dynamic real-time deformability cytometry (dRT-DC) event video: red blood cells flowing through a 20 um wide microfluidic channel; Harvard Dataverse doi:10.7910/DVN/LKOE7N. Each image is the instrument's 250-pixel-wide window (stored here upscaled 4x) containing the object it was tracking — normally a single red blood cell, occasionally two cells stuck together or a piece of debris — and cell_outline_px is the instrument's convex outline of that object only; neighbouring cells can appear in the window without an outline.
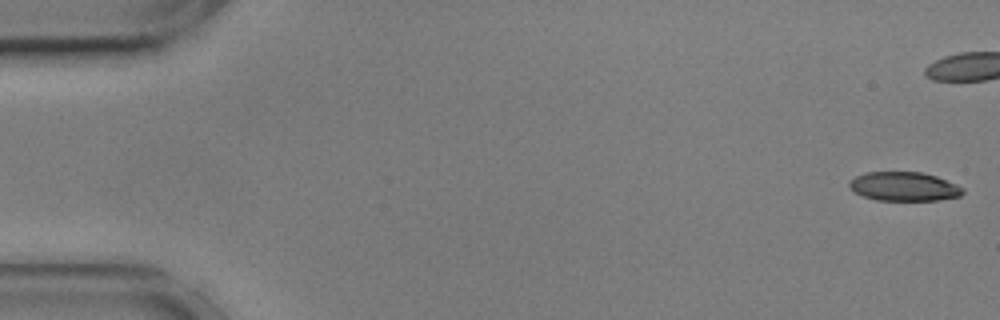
{"species": "common noctule bat (a hibernating species)", "species_latin": "Nyctalus noctula", "temperature_condition": "cold", "stored_images_in_passage": 44, "camera_frame_rate_fps": 3000, "um_per_image_px": 0.085, "animal": {"sex": "male", "body_mass_g": 17.9, "forearm_length_mm": 54.2}, "frame": {"image": 1, "passage_image": 1, "time_ms": 0.0, "image_size_px": [1000, 320], "cell_outline_px": [[964, 192], [960, 196], [940, 200], [876, 200], [852, 192], [848, 184], [848, 180], [864, 172], [924, 172], [936, 176], [956, 184], [964, 188]], "centroid_in_image_um": [76.82, 15.85], "position_along_channel_um": 8.2, "area_um2": 19.36}}